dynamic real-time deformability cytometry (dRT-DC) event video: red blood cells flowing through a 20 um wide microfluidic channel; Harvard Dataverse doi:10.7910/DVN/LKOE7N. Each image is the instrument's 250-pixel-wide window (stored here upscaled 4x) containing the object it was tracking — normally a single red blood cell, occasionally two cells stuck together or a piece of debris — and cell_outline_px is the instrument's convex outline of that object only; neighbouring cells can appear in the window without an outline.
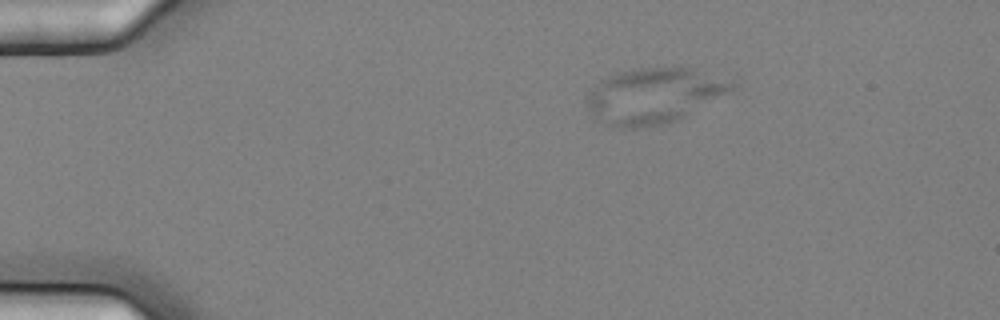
{"species": "common noctule bat (a hibernating species)", "species_latin": "Nyctalus noctula", "temperature_condition": "cold", "stored_images_in_passage": 4, "camera_frame_rate_fps": 3000, "um_per_image_px": 0.085, "animal": {"sex": "female", "body_mass_g": 25.1}, "frame": {"image": 1, "passage_image": 2, "time_ms": 0.333, "image_size_px": [1000, 320], "cell_outline_px": [[740, 84], [728, 92], [676, 120], [664, 124], [640, 128], [628, 128], [608, 124], [596, 120], [588, 108], [588, 96], [600, 80], [616, 72], [632, 68], [692, 68]], "centroid_in_image_um": [55.55, 8.12], "position_along_channel_um": 29.4, "area_um2": 46.01}}